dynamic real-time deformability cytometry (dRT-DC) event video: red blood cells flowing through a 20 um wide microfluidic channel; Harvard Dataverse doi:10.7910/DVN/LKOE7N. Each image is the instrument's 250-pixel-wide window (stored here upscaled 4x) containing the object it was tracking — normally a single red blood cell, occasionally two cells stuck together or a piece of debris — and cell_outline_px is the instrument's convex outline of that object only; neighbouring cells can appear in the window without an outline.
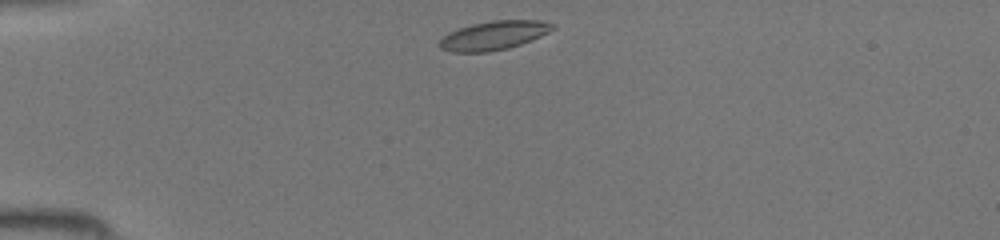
{"species": "common noctule bat (a hibernating species)", "species_latin": "Nyctalus noctula", "temperature_condition": "room temperature", "stored_images_in_passage": 35, "camera_frame_rate_fps": 3000, "um_per_image_px": 0.085, "animal": {"sex": "female", "body_mass_g": 19.5, "forearm_length_mm": 54.1}, "frame": {"image": 1, "passage_image": 1, "time_ms": 0.0, "image_size_px": [1000, 240], "cell_outline_px": [[556, 28], [532, 40], [508, 48], [488, 52], [452, 52], [440, 48], [436, 44], [448, 32], [472, 24], [492, 20], [540, 20], [556, 24]], "centroid_in_image_um": [41.97, 3.01], "position_along_channel_um": 43.0, "area_um2": 19.13}}
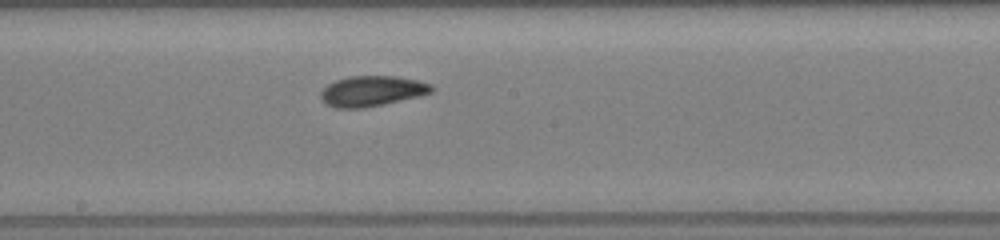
{"frame": {"image": 2, "passage_image": 15, "time_ms": 4.667, "image_size_px": [1000, 240], "cell_outline_px": [[436, 88], [432, 92], [420, 96], [384, 104], [364, 108], [336, 108], [324, 104], [320, 100], [320, 92], [328, 84], [336, 80], [348, 76], [396, 76], [420, 80], [432, 84]], "centroid_in_image_um": [31.63, 7.74], "position_along_channel_um": 216.6, "area_um2": 20.0}}
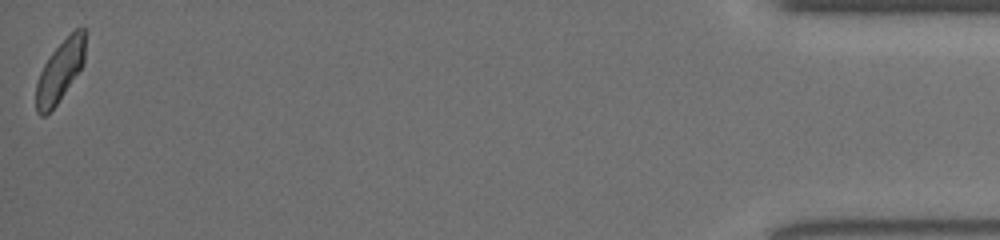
{"frame": {"image": 3, "passage_image": 35, "time_ms": 11.333, "image_size_px": [1000, 240], "cell_outline_px": [[88, 28], [84, 64], [56, 104], [44, 116], [40, 116], [36, 112], [36, 84], [40, 72], [44, 64], [52, 52], [76, 28]], "centroid_in_image_um": [5.14, 5.99], "position_along_channel_um": 430.1, "area_um2": 17.57}}